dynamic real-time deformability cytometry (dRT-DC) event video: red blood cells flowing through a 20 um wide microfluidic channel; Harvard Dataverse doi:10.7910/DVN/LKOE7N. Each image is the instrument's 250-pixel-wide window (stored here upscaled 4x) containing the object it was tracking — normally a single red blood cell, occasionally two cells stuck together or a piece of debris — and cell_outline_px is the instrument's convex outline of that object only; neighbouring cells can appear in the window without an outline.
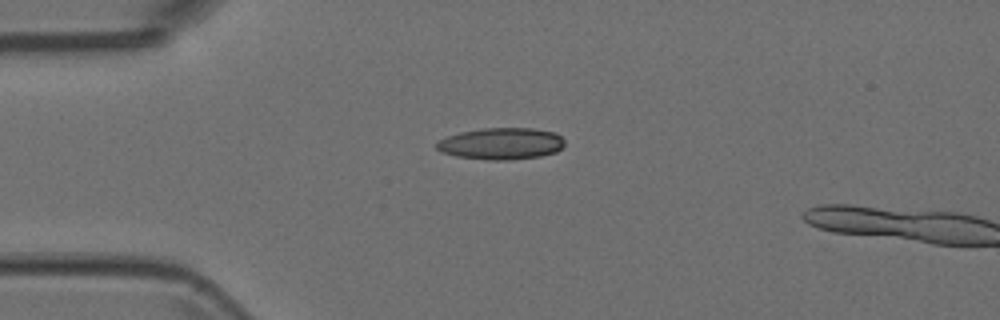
{"species": "Egyptian fruit bat (a non-hibernating species)", "species_latin": "Rousettus aegyptiacus", "temperature_condition": "room temperature", "stored_images_in_passage": 2, "camera_frame_rate_fps": 3000, "um_per_image_px": 0.085, "animal": {"sex": "female"}, "frame": {"image": 1, "passage_image": 1, "time_ms": 0.0, "image_size_px": [1000, 320], "cell_outline_px": [[564, 144], [556, 152], [540, 156], [508, 160], [488, 160], [456, 156], [440, 152], [436, 148], [436, 144], [440, 140], [448, 136], [460, 132], [484, 128], [532, 128], [556, 132], [564, 140]], "centroid_in_image_um": [42.6, 12.21], "position_along_channel_um": 42.4, "area_um2": 23.64}}